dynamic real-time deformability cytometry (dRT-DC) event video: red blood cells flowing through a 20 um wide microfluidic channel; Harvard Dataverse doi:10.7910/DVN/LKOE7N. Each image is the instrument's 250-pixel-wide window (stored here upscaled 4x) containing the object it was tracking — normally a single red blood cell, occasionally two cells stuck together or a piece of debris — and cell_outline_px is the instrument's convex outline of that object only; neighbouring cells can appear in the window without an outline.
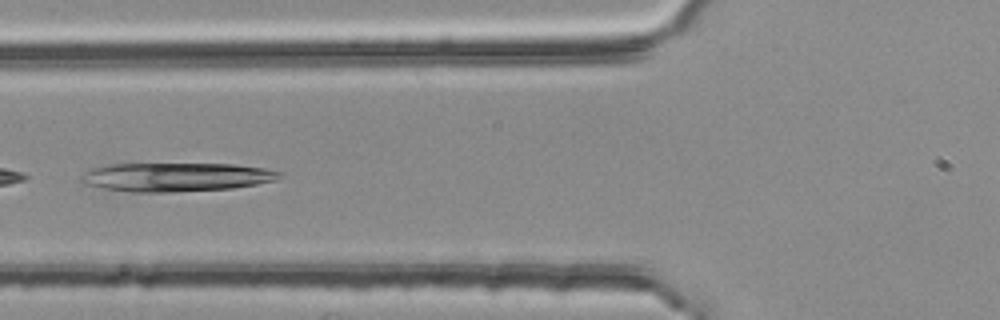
{"species": "common noctule bat (a hibernating species)", "species_latin": "Nyctalus noctula", "temperature_condition": "room temperature", "stored_images_in_passage": 4, "camera_frame_rate_fps": 3000, "um_per_image_px": 0.085, "animal": {"sex": "female", "body_mass_g": 25.1}, "frame": {"image": 1, "passage_image": 4, "time_ms": 1.0, "image_size_px": [1000, 320], "cell_outline_px": [[284, 172], [276, 180], [256, 184], [232, 188], [168, 192], [132, 192], [104, 188], [84, 184], [80, 180], [80, 176], [92, 168], [108, 164], [232, 164], [264, 168]], "centroid_in_image_um": [14.96, 15.04], "position_along_channel_um": 110.8, "area_um2": 33.12}}